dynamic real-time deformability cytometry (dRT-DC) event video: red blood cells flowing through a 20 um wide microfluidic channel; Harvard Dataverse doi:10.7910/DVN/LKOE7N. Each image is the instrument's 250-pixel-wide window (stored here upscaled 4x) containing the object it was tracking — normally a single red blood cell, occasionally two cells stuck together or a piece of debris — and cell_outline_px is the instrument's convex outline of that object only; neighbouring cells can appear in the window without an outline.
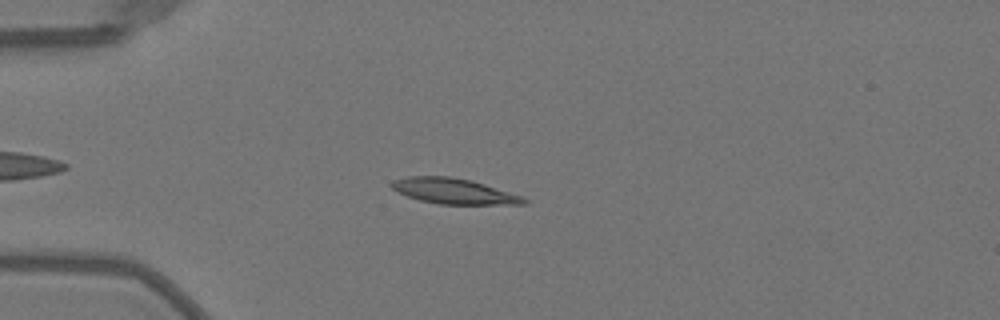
{"species": "Egyptian fruit bat (a non-hibernating species)", "species_latin": "Rousettus aegyptiacus", "temperature_condition": "warm", "stored_images_in_passage": 42, "camera_frame_rate_fps": 3000, "um_per_image_px": 0.085, "animal": {"sex": "female"}, "frame": {"image": 1, "passage_image": 5, "time_ms": 1.333, "image_size_px": [1000, 320], "cell_outline_px": [[528, 204], [440, 204], [420, 200], [408, 196], [392, 188], [388, 184], [392, 180], [408, 176], [448, 176], [472, 180], [524, 196], [528, 200]], "centroid_in_image_um": [38.6, 16.24], "position_along_channel_um": 46.4, "area_um2": 19.71}}
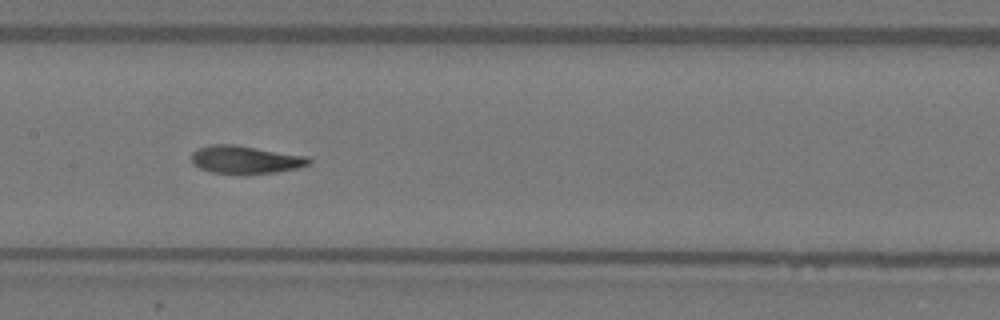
{"frame": {"image": 2, "passage_image": 17, "time_ms": 5.333, "image_size_px": [1000, 320], "cell_outline_px": [[312, 164], [296, 168], [276, 172], [212, 172], [200, 168], [192, 160], [192, 152], [196, 148], [212, 144], [236, 144], [308, 156], [312, 160]], "centroid_in_image_um": [20.9, 13.53], "position_along_channel_um": 186.5, "area_um2": 18.73}}
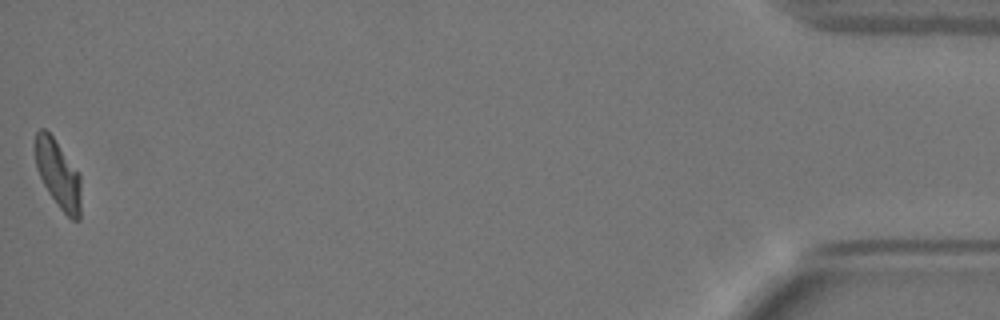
{"frame": {"image": 3, "passage_image": 42, "time_ms": 13.667, "image_size_px": [1000, 320], "cell_outline_px": [[80, 220], [72, 220], [60, 208], [48, 192], [36, 168], [36, 132], [40, 128], [44, 128], [52, 136], [80, 172]], "centroid_in_image_um": [4.96, 14.81], "position_along_channel_um": 430.2, "area_um2": 17.98}, "authors_computed_cell_mechanics": {"area_um2": 19.0162, "velocity_mm_per_s": 4.0282, "shape_relaxation_time_tau1_ms": 4.2903, "shape_relaxation_time_tau2_ms": 1.3909, "deformation_change_tau1": 0.1797, "deformation_change_tau2": 0.074}}